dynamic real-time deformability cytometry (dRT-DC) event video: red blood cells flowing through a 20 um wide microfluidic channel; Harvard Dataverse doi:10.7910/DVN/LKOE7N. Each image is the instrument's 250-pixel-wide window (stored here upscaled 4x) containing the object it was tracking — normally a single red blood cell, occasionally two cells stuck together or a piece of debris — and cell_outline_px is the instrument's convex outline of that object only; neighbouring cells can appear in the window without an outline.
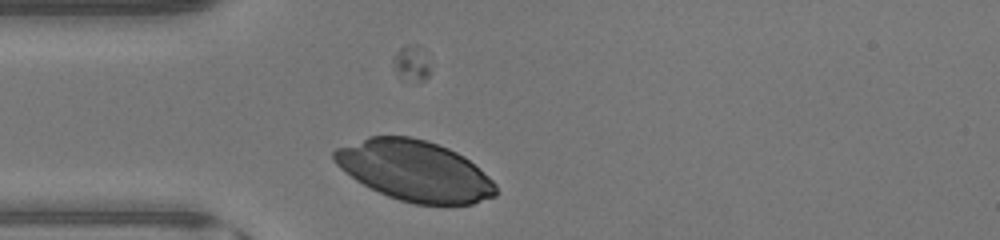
{"species": "human", "species_latin": "Homo sapiens", "temperature_condition": "warm", "stored_images_in_passage": 33, "camera_frame_rate_fps": 3000, "um_per_image_px": 0.085, "donor": {"sex": "male"}, "frame": {"image": 1, "passage_image": 5, "time_ms": 1.333, "image_size_px": [1000, 240], "cell_outline_px": [[496, 196], [472, 204], [416, 204], [400, 200], [388, 196], [356, 180], [340, 168], [332, 160], [332, 152], [336, 148], [368, 136], [408, 136], [424, 140], [448, 148], [464, 156], [488, 176], [496, 184]], "centroid_in_image_um": [35.22, 14.51], "position_along_channel_um": 49.8, "area_um2": 56.64}}
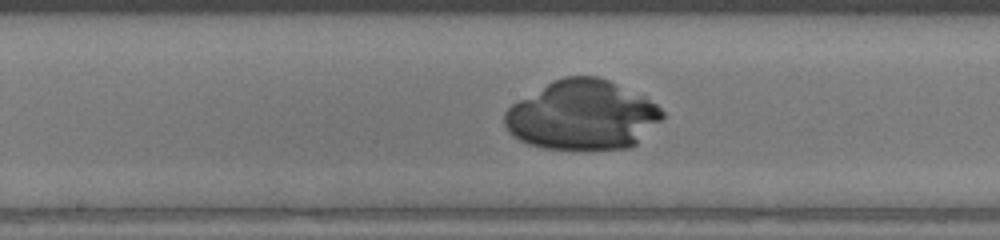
{"frame": {"image": 2, "passage_image": 16, "time_ms": 5.0, "image_size_px": [1000, 240], "cell_outline_px": [[664, 116], [636, 144], [628, 148], [544, 148], [528, 144], [520, 140], [508, 132], [504, 124], [504, 112], [512, 104], [552, 80], [564, 76], [596, 76], [608, 80], [644, 96], [656, 104], [664, 112]], "centroid_in_image_um": [49.47, 9.77], "position_along_channel_um": 198.7, "area_um2": 63.41}}
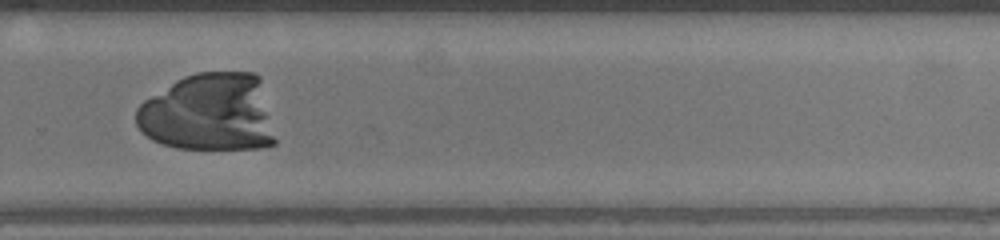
{"frame": {"image": 3, "passage_image": 24, "time_ms": 7.667, "image_size_px": [1000, 240], "cell_outline_px": [[276, 144], [260, 148], [176, 148], [152, 140], [136, 124], [136, 108], [144, 100], [176, 80], [184, 76], [196, 72], [256, 72], [260, 76], [276, 140]], "centroid_in_image_um": [17.78, 9.56], "position_along_channel_um": 312.0, "area_um2": 63.35}}